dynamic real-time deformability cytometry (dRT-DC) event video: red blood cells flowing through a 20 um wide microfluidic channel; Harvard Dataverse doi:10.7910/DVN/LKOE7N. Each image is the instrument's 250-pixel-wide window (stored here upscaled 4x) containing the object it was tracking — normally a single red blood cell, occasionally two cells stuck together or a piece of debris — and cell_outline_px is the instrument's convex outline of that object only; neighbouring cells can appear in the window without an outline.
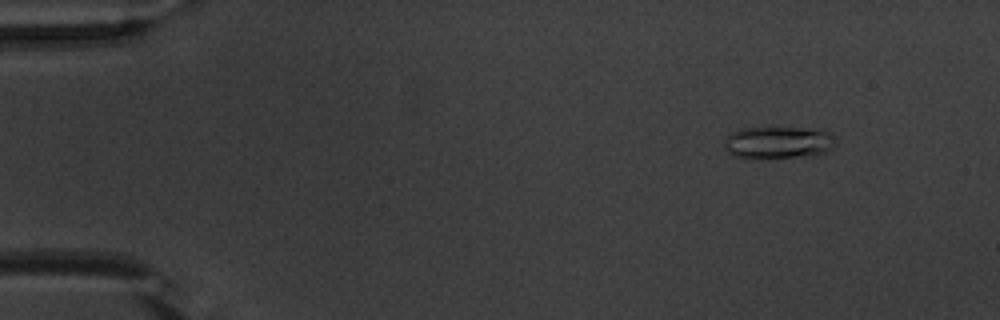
{"species": "common noctule bat (a hibernating species)", "species_latin": "Nyctalus noctula", "temperature_condition": "warm", "stored_images_in_passage": 54, "camera_frame_rate_fps": 3000, "um_per_image_px": 0.085, "animal": {"sex": "male", "body_mass_g": 20.1, "forearm_length_mm": 53.5}, "frame": {"image": 1, "passage_image": 7, "time_ms": 2.0, "image_size_px": [1000, 320], "cell_outline_px": [[836, 144], [832, 148], [816, 156], [756, 160], [732, 156], [724, 148], [724, 140], [732, 132], [744, 128], [820, 128], [828, 132], [832, 136]], "centroid_in_image_um": [66.14, 12.15], "position_along_channel_um": 18.9, "area_um2": 21.62}}
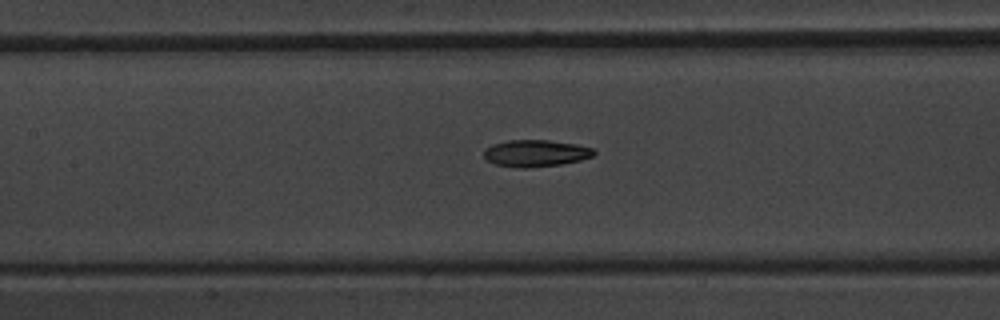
{"frame": {"image": 2, "passage_image": 26, "time_ms": 8.333, "image_size_px": [1000, 320], "cell_outline_px": [[596, 152], [592, 156], [580, 160], [560, 164], [528, 168], [520, 168], [496, 164], [488, 160], [484, 156], [484, 148], [492, 144], [508, 140], [548, 140], [576, 144], [592, 148]], "centroid_in_image_um": [45.51, 13.02], "position_along_channel_um": 161.9, "area_um2": 17.11}}
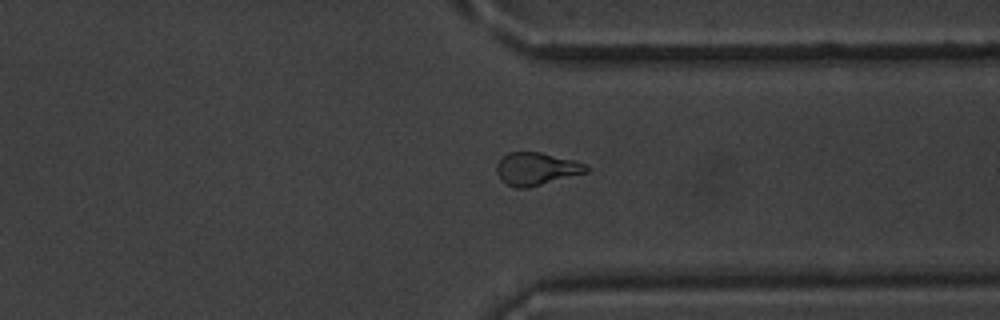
{"frame": {"image": 3, "passage_image": 42, "time_ms": 13.667, "image_size_px": [1000, 320], "cell_outline_px": [[588, 172], [528, 188], [516, 188], [500, 180], [496, 172], [496, 164], [508, 152], [540, 152], [572, 160], [584, 164], [588, 168]], "centroid_in_image_um": [45.55, 14.36], "position_along_channel_um": 365.8, "area_um2": 16.94}, "authors_computed_cell_mechanics": {"area_um2": 17.5134, "velocity_mm_per_s": 3.8304, "shape_relaxation_time_tau1_ms": 4.7817, "shape_relaxation_time_tau2_ms": 3.4866, "deformation_change_tau1": 0.153, "deformation_change_tau2": 0.1155}}